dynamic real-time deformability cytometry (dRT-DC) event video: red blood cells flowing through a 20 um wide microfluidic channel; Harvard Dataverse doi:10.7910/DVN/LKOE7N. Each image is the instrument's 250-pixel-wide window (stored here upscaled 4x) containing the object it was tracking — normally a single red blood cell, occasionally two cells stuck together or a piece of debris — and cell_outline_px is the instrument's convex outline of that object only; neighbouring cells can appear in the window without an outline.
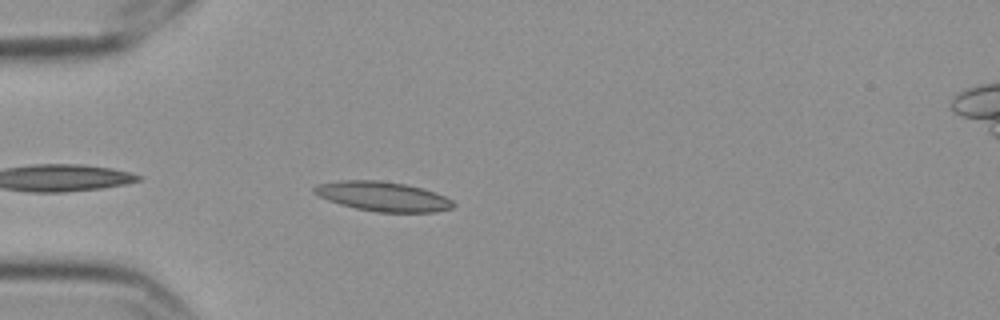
{"species": "Egyptian fruit bat (a non-hibernating species)", "species_latin": "Rousettus aegyptiacus", "temperature_condition": "cold", "stored_images_in_passage": 5, "camera_frame_rate_fps": 3000, "um_per_image_px": 0.085, "frame": {"image": 1, "passage_image": 5, "time_ms": 1.333, "image_size_px": [1000, 320], "cell_outline_px": [[456, 204], [452, 208], [436, 212], [376, 212], [356, 208], [340, 204], [328, 200], [320, 196], [312, 188], [316, 184], [340, 180], [380, 180], [408, 184], [424, 188], [444, 196], [452, 200]], "centroid_in_image_um": [32.57, 16.69], "position_along_channel_um": 52.4, "area_um2": 24.04}}